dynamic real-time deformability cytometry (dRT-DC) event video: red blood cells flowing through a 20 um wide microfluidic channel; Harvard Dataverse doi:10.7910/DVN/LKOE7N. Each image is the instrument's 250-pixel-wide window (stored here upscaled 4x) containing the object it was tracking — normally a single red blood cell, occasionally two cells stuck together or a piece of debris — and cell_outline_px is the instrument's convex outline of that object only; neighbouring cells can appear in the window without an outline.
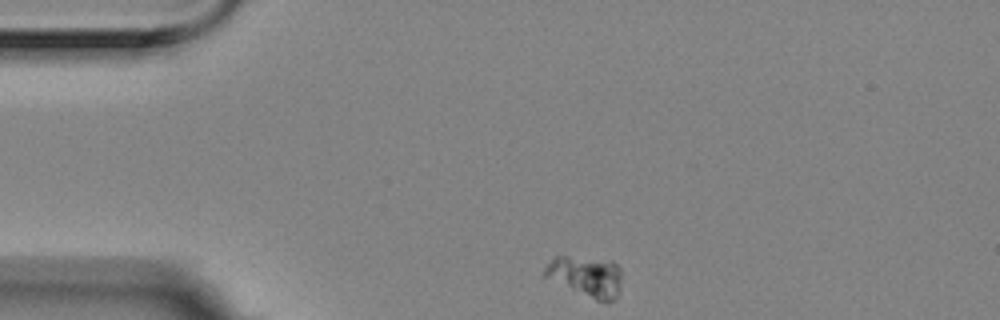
{"species": "Egyptian fruit bat (a non-hibernating species)", "species_latin": "Rousettus aegyptiacus", "temperature_condition": "room temperature", "stored_images_in_passage": 2, "camera_frame_rate_fps": 3000, "um_per_image_px": 0.085, "animal": {"sex": "female"}, "frame": {"image": 1, "passage_image": 1, "time_ms": 0.0, "image_size_px": [1000, 320], "cell_outline_px": [[620, 280], [616, 300], [596, 300], [544, 276], [544, 268], [552, 256], [568, 256], [612, 260], [620, 268]], "centroid_in_image_um": [49.8, 23.44], "position_along_channel_um": 35.2, "area_um2": 17.92}}